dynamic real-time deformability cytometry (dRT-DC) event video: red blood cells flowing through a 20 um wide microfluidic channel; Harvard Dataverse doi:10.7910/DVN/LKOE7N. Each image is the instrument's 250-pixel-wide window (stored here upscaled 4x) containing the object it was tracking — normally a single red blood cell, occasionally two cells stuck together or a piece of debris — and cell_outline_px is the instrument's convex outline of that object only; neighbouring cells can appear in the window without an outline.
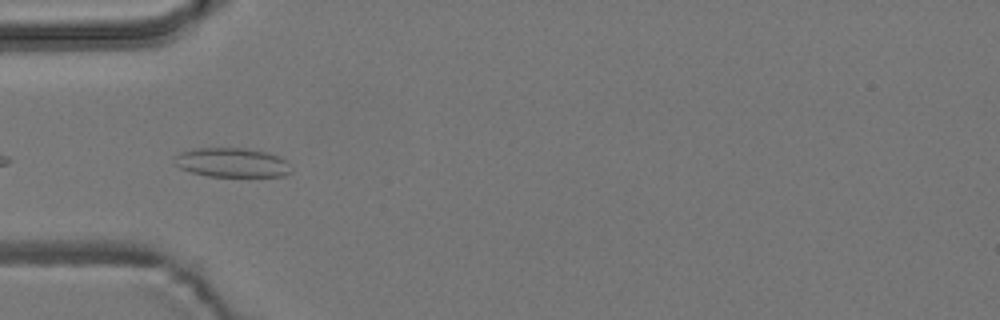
{"species": "common noctule bat (a hibernating species)", "species_latin": "Nyctalus noctula", "temperature_condition": "room temperature", "stored_images_in_passage": 5, "camera_frame_rate_fps": 3000, "um_per_image_px": 0.085, "animal": {"sex": "male", "body_mass_g": 19.2, "forearm_length_mm": 51.8}, "frame": {"image": 1, "passage_image": 2, "time_ms": 0.333, "image_size_px": [1000, 320], "cell_outline_px": [[292, 172], [284, 176], [208, 176], [192, 172], [180, 168], [172, 164], [172, 160], [180, 152], [192, 148], [248, 148], [268, 152], [280, 156], [284, 160]], "centroid_in_image_um": [19.67, 13.8], "position_along_channel_um": 65.3, "area_um2": 20.06}}
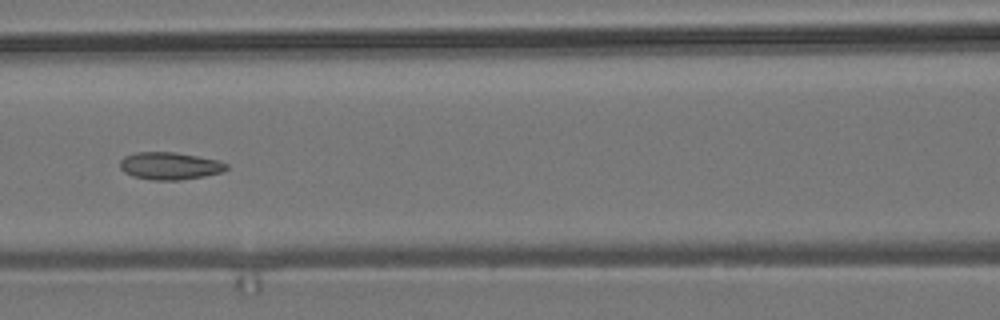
{"frame": {"image": 2, "passage_image": 4, "time_ms": 1.0, "image_size_px": [1000, 320], "cell_outline_px": [[228, 168], [224, 172], [204, 176], [180, 180], [152, 180], [132, 176], [124, 172], [120, 168], [120, 160], [124, 156], [136, 152], [176, 152], [216, 160], [228, 164]], "centroid_in_image_um": [14.42, 14.1], "position_along_channel_um": 152.2, "area_um2": 17.05}}
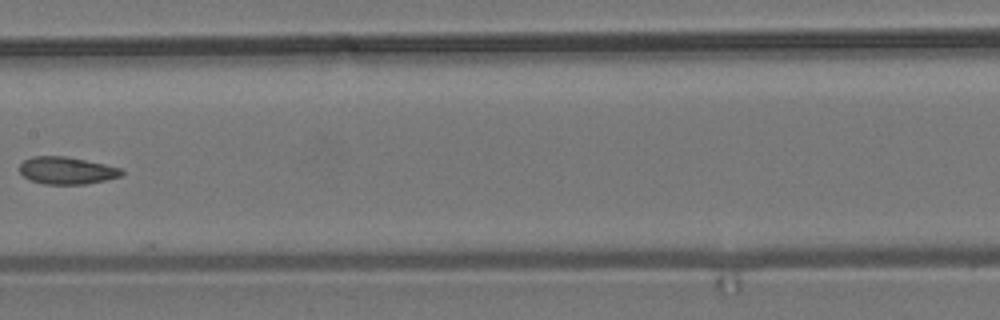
{"frame": {"image": 3, "passage_image": 5, "time_ms": 1.333, "image_size_px": [1000, 320], "cell_outline_px": [[124, 172], [120, 176], [104, 180], [84, 184], [44, 184], [32, 180], [24, 176], [20, 172], [20, 164], [24, 160], [32, 156], [68, 156], [104, 164], [120, 168]], "centroid_in_image_um": [5.65, 14.48], "position_along_channel_um": 201.7, "area_um2": 16.07}}